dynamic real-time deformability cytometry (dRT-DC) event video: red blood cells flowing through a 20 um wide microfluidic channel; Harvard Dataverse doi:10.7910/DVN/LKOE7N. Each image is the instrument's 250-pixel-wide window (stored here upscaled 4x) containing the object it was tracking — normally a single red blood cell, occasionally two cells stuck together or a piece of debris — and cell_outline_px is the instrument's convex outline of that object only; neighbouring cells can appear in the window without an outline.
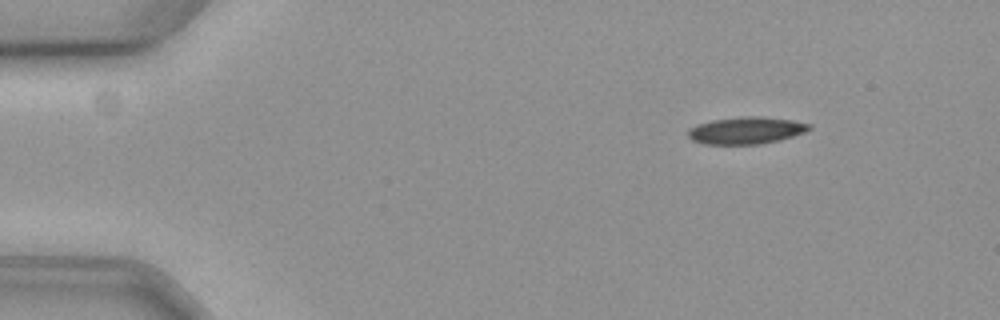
{"species": "common noctule bat (a hibernating species)", "species_latin": "Nyctalus noctula", "temperature_condition": "cold", "stored_images_in_passage": 52, "camera_frame_rate_fps": 3000, "um_per_image_px": 0.085, "animal": {"sex": "female", "body_mass_g": 19.3, "forearm_length_mm": 54.1}, "frame": {"image": 1, "passage_image": 1, "time_ms": 0.0, "image_size_px": [1000, 320], "cell_outline_px": [[812, 128], [804, 132], [780, 140], [760, 144], [704, 144], [692, 140], [688, 136], [688, 128], [696, 124], [712, 120], [744, 116], [760, 116], [792, 120], [812, 124]], "centroid_in_image_um": [63.41, 11.08], "position_along_channel_um": 21.6, "area_um2": 19.19}}
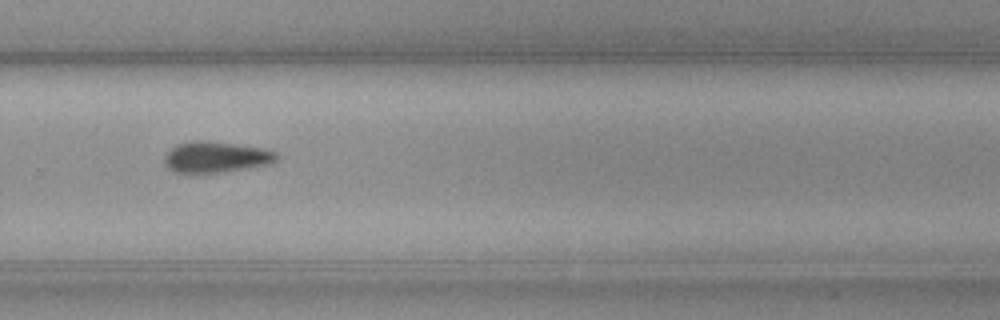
{"frame": {"image": 2, "passage_image": 33, "time_ms": 10.667, "image_size_px": [1000, 320], "cell_outline_px": [[280, 156], [276, 160], [268, 164], [216, 172], [176, 172], [164, 160], [164, 156], [176, 144], [196, 140], [208, 140], [260, 148], [276, 152]], "centroid_in_image_um": [18.36, 13.32], "position_along_channel_um": 311.4, "area_um2": 19.59}}
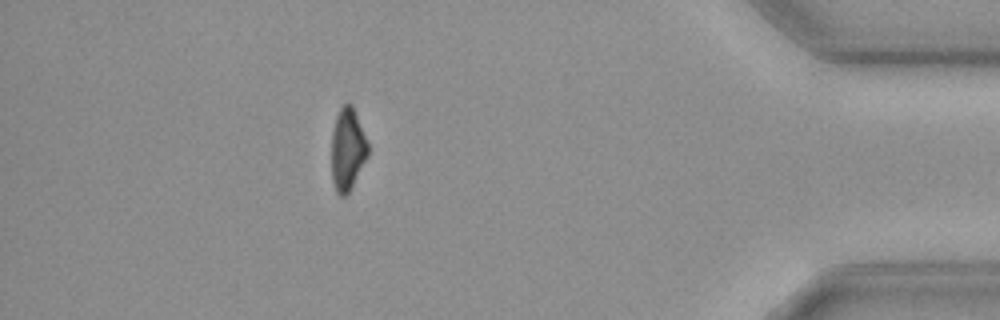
{"frame": {"image": 3, "passage_image": 45, "time_ms": 14.667, "image_size_px": [1000, 320], "cell_outline_px": [[368, 156], [348, 192], [344, 196], [340, 196], [336, 192], [332, 180], [332, 132], [336, 116], [340, 108], [348, 100], [352, 104], [368, 144]], "centroid_in_image_um": [29.53, 12.66], "position_along_channel_um": 405.7, "area_um2": 17.28}, "authors_computed_cell_mechanics": {"area_um2": 19.8543, "velocity_mm_per_s": 3.5742, "shape_relaxation_time_tau1_ms": 2.6812, "shape_relaxation_time_tau2_ms": null, "deformation_change_tau1": 0.1028, "deformation_change_tau2": null}}